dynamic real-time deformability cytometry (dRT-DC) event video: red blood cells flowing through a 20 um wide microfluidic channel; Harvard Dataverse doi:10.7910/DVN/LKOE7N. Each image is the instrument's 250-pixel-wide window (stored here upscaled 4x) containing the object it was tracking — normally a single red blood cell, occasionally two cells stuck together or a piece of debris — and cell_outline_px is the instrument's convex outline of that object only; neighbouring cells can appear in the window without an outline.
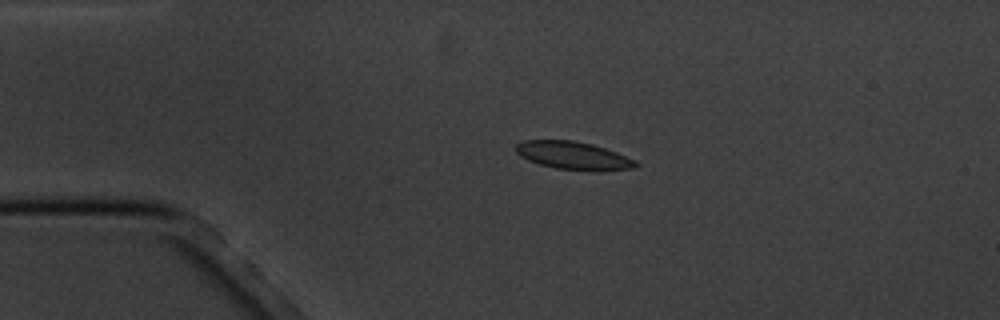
{"species": "common noctule bat (a hibernating species)", "species_latin": "Nyctalus noctula", "temperature_condition": "cold", "stored_images_in_passage": 5, "camera_frame_rate_fps": 3000, "um_per_image_px": 0.085, "animal": {"sex": "male", "body_mass_g": 20.1, "forearm_length_mm": 53.5}, "frame": {"image": 1, "passage_image": 2, "time_ms": 2.0, "image_size_px": [1000, 320], "cell_outline_px": [[640, 164], [636, 168], [596, 172], [556, 168], [540, 164], [528, 160], [520, 156], [516, 152], [516, 144], [520, 140], [572, 140], [592, 144], [616, 152], [636, 160]], "centroid_in_image_um": [48.77, 13.23], "position_along_channel_um": 36.2, "area_um2": 19.77}}
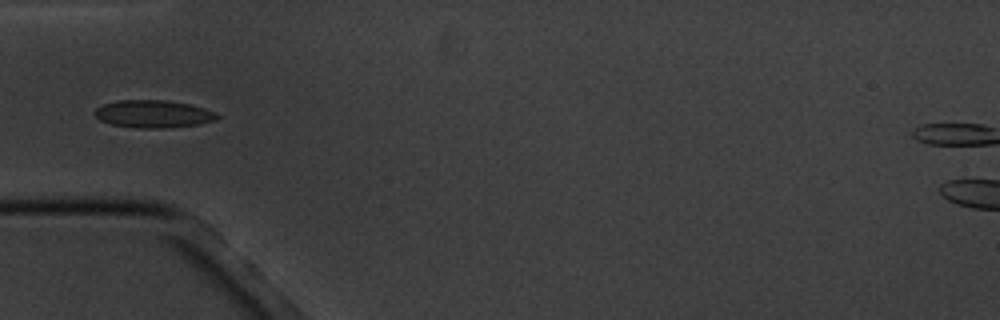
{"frame": {"image": 2, "passage_image": 4, "time_ms": 4.0, "image_size_px": [1000, 320], "cell_outline_px": [[220, 116], [216, 120], [200, 124], [164, 128], [136, 128], [112, 124], [100, 120], [92, 112], [96, 108], [104, 104], [116, 100], [168, 100], [188, 104], [204, 108], [216, 112]], "centroid_in_image_um": [13.03, 9.68], "position_along_channel_um": 72.0, "area_um2": 19.77}}
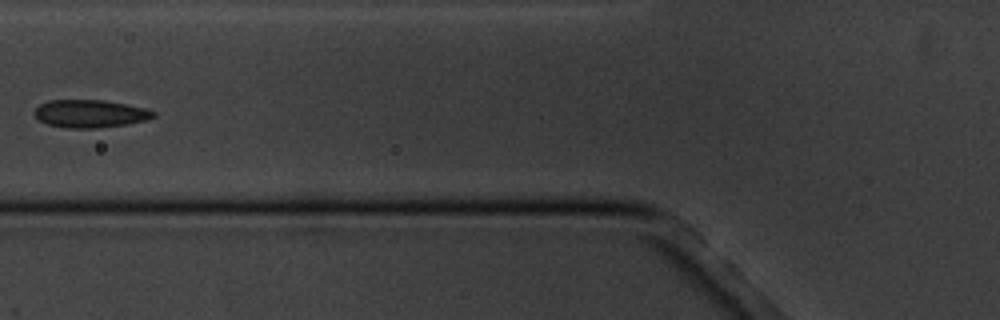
{"frame": {"image": 3, "passage_image": 5, "time_ms": 5.333, "image_size_px": [1000, 320], "cell_outline_px": [[156, 116], [148, 120], [128, 124], [100, 128], [64, 128], [48, 124], [40, 120], [32, 112], [40, 104], [48, 100], [104, 100], [128, 104], [144, 108], [156, 112]], "centroid_in_image_um": [7.68, 9.66], "position_along_channel_um": 118.1, "area_um2": 19.48}}